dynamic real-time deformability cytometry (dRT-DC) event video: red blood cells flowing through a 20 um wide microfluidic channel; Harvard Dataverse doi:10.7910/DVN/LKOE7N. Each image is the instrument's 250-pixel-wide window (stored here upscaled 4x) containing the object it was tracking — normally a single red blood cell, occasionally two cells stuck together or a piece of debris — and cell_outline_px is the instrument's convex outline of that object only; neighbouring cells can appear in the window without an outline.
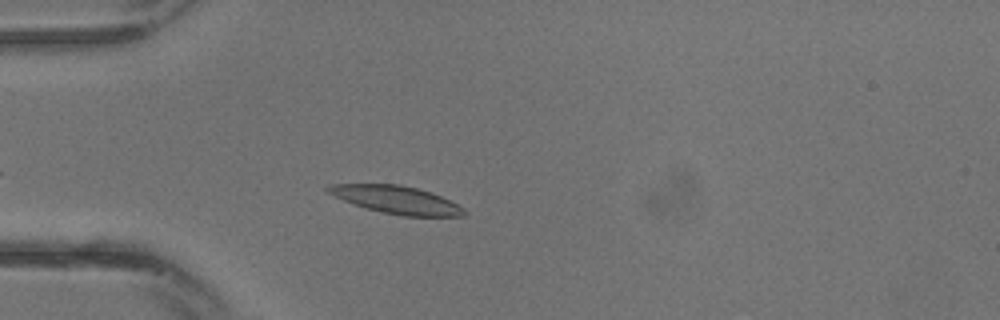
{"species": "common noctule bat (a hibernating species)", "species_latin": "Nyctalus noctula", "temperature_condition": "warm", "stored_images_in_passage": 15, "camera_frame_rate_fps": 3000, "um_per_image_px": 0.085, "animal": {"sex": "male", "body_mass_g": 13.3}, "frame": {"image": 1, "passage_image": 3, "time_ms": 0.667, "image_size_px": [1000, 320], "cell_outline_px": [[468, 212], [464, 216], [404, 216], [384, 212], [368, 208], [344, 200], [328, 192], [324, 188], [332, 184], [400, 184], [416, 188], [440, 196], [464, 208]], "centroid_in_image_um": [33.72, 16.98], "position_along_channel_um": 51.3, "area_um2": 21.5}}
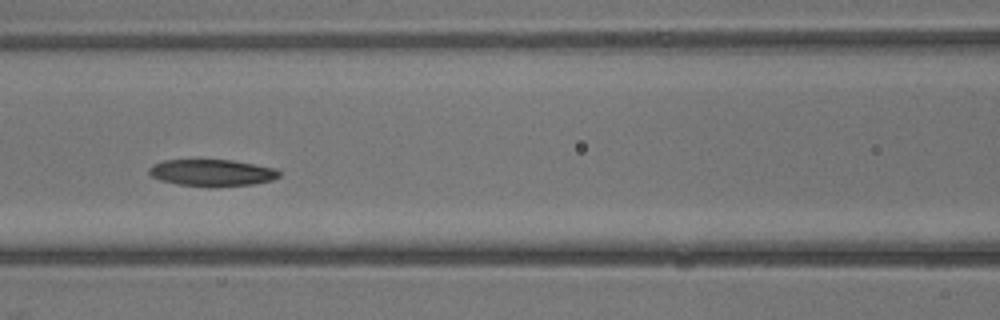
{"frame": {"image": 2, "passage_image": 8, "time_ms": 2.333, "image_size_px": [1000, 320], "cell_outline_px": [[280, 176], [272, 180], [252, 184], [216, 188], [208, 188], [176, 184], [160, 180], [152, 176], [148, 172], [148, 168], [152, 164], [164, 160], [232, 160], [276, 168], [280, 172]], "centroid_in_image_um": [18.01, 14.7], "position_along_channel_um": 148.6, "area_um2": 20.69}}
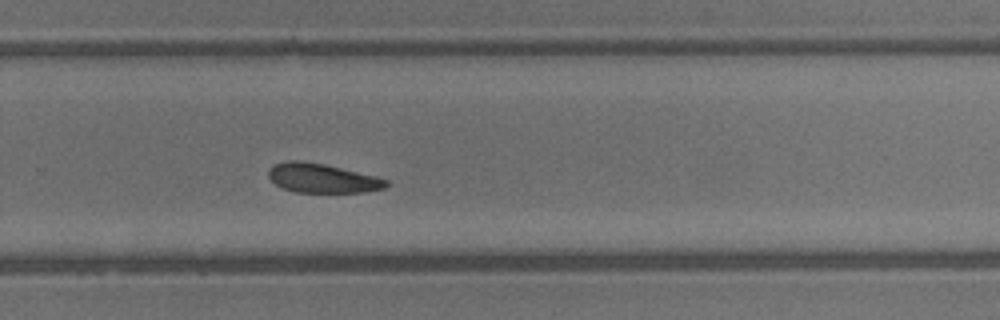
{"frame": {"image": 3, "passage_image": 15, "time_ms": 4.667, "image_size_px": [1000, 320], "cell_outline_px": [[388, 184], [384, 188], [364, 192], [296, 192], [284, 188], [276, 184], [268, 176], [268, 168], [272, 164], [288, 160], [300, 160], [324, 164], [376, 176], [388, 180]], "centroid_in_image_um": [27.36, 15.13], "position_along_channel_um": 302.4, "area_um2": 20.0}}